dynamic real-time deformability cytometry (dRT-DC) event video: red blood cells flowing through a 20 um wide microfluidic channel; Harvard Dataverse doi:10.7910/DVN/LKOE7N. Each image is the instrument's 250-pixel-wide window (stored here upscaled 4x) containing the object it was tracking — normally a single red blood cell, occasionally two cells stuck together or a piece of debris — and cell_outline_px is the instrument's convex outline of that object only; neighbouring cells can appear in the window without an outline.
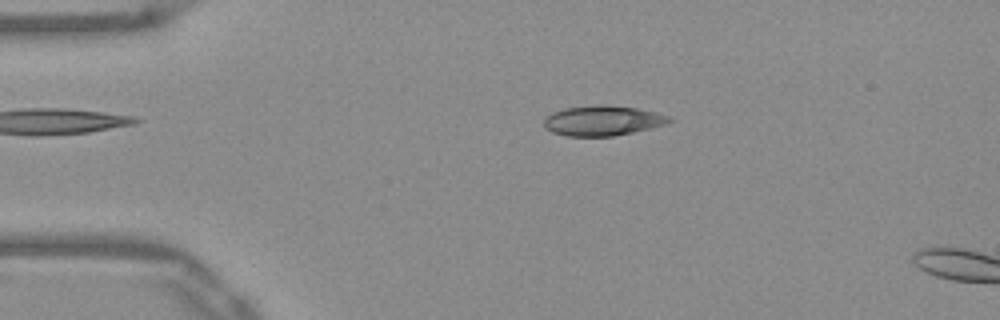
{"species": "Egyptian fruit bat (a non-hibernating species)", "species_latin": "Rousettus aegyptiacus", "temperature_condition": "warm", "stored_images_in_passage": 52, "segment_of_instrument_passage": [1, 2], "camera_frame_rate_fps": 3000, "um_per_image_px": 0.085, "frame": {"image": 1, "passage_image": 10, "time_ms": 3.0, "image_size_px": [1000, 320], "cell_outline_px": [[672, 120], [668, 124], [632, 132], [612, 136], [568, 136], [552, 132], [544, 128], [544, 120], [552, 112], [564, 108], [600, 104], [604, 104], [636, 108], [656, 112], [668, 116]], "centroid_in_image_um": [51.21, 10.25], "position_along_channel_um": 33.8, "area_um2": 21.91}}
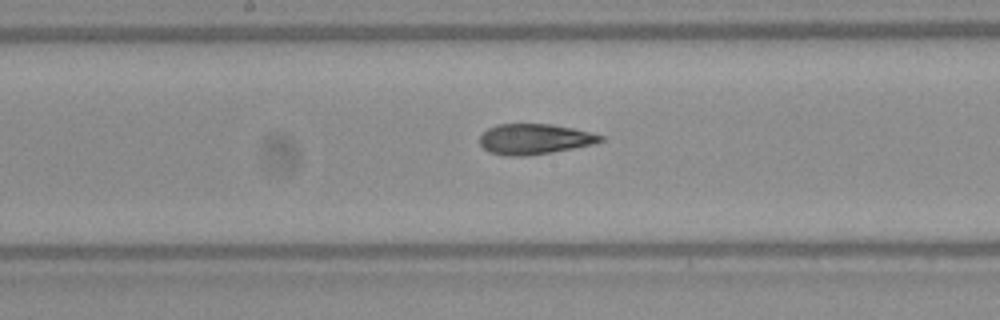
{"frame": {"image": 2, "passage_image": 26, "time_ms": 8.333, "image_size_px": [1000, 320], "cell_outline_px": [[604, 140], [592, 144], [552, 152], [528, 156], [504, 156], [488, 152], [480, 144], [480, 136], [488, 128], [496, 124], [552, 124], [572, 128], [604, 136]], "centroid_in_image_um": [45.39, 11.83], "position_along_channel_um": 202.8, "area_um2": 21.39}}
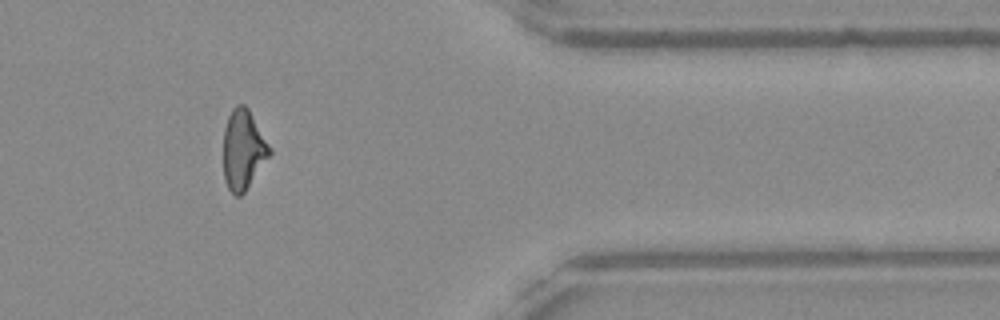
{"frame": {"image": 3, "passage_image": 42, "time_ms": 13.667, "image_size_px": [1000, 320], "cell_outline_px": [[272, 152], [244, 192], [240, 196], [236, 196], [228, 188], [224, 180], [224, 128], [228, 116], [232, 108], [236, 104], [244, 104], [248, 108], [268, 144]], "centroid_in_image_um": [20.65, 12.71], "position_along_channel_um": 390.8, "area_um2": 21.1}}